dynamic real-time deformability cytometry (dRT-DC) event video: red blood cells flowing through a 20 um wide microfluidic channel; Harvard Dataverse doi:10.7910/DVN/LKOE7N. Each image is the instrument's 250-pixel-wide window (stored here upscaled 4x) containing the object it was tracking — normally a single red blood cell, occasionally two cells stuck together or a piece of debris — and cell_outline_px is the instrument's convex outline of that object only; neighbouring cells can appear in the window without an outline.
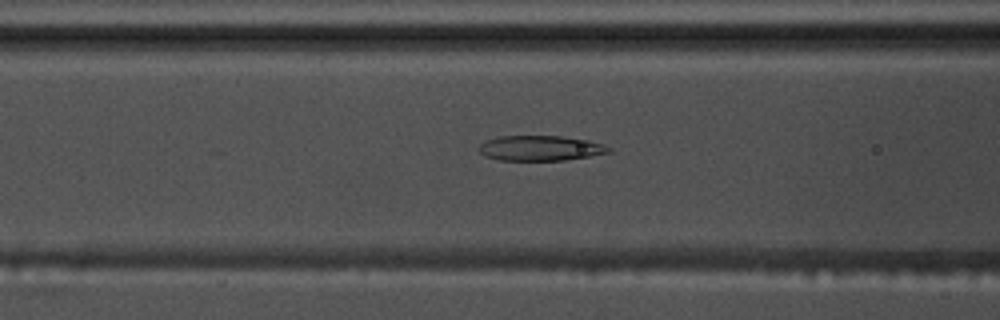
{"species": "common noctule bat (a hibernating species)", "species_latin": "Nyctalus noctula", "temperature_condition": "warm", "stored_images_in_passage": 55, "camera_frame_rate_fps": 3000, "um_per_image_px": 0.085, "animal": {"sex": "male", "body_mass_g": 17.5, "forearm_length_mm": 52.3}, "frame": {"image": 1, "passage_image": 22, "time_ms": 7.0, "image_size_px": [1000, 320], "cell_outline_px": [[612, 152], [564, 160], [500, 160], [484, 156], [476, 148], [484, 140], [500, 136], [560, 136], [588, 140], [604, 144], [612, 148]], "centroid_in_image_um": [45.91, 12.59], "position_along_channel_um": 120.7, "area_um2": 19.13}}
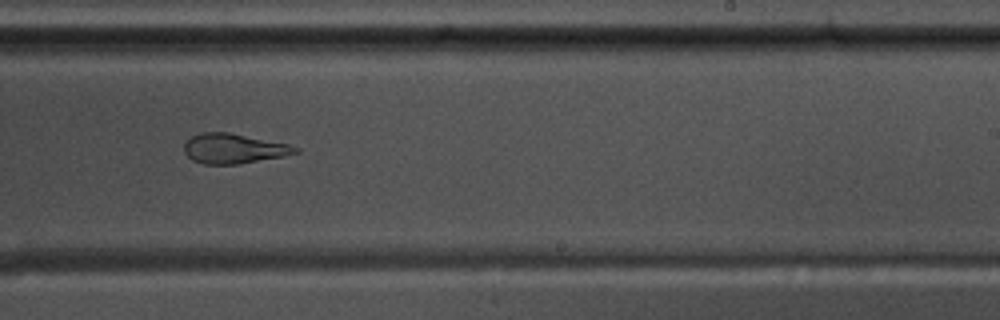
{"frame": {"image": 2, "passage_image": 34, "time_ms": 11.0, "image_size_px": [1000, 320], "cell_outline_px": [[300, 152], [284, 156], [236, 164], [204, 164], [192, 160], [184, 152], [184, 140], [200, 132], [228, 132], [288, 144], [300, 148]], "centroid_in_image_um": [19.83, 12.62], "position_along_channel_um": 269.2, "area_um2": 19.36}}
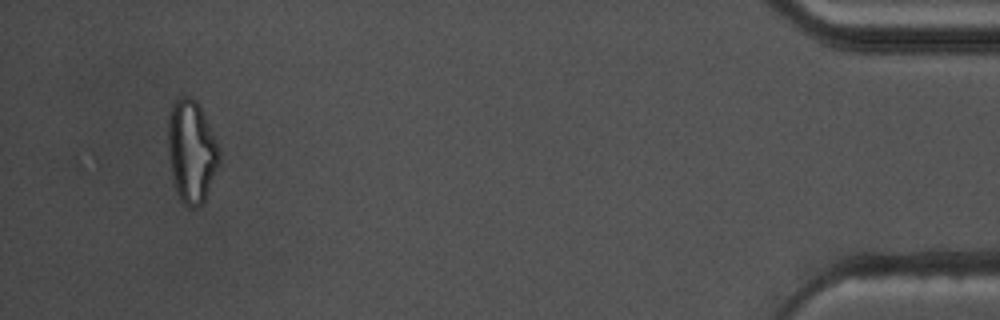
{"frame": {"image": 3, "passage_image": 52, "time_ms": 17.0, "image_size_px": [1000, 320], "cell_outline_px": [[220, 160], [204, 200], [196, 208], [188, 208], [180, 200], [176, 192], [172, 176], [168, 152], [168, 116], [172, 104], [180, 96], [192, 96], [196, 100], [220, 148]], "centroid_in_image_um": [16.26, 12.86], "position_along_channel_um": 418.9, "area_um2": 30.52}, "authors_computed_cell_mechanics": {"area_um2": 23.5824, "velocity_mm_per_s": 3.7186, "shape_relaxation_time_tau1_ms": null, "shape_relaxation_time_tau2_ms": 1.7727, "deformation_change_tau1": null, "deformation_change_tau2": 0.1027}}